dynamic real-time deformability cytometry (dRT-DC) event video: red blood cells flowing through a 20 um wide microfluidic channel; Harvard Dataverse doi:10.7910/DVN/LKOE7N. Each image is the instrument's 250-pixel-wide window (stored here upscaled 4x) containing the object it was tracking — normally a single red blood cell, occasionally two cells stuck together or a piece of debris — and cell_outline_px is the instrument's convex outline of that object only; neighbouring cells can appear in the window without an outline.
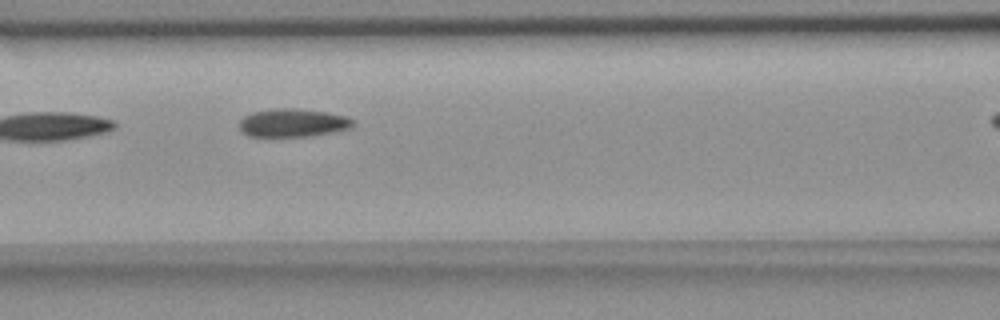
{"species": "common noctule bat (a hibernating species)", "species_latin": "Nyctalus noctula", "temperature_condition": "room temperature", "stored_images_in_passage": 7, "camera_frame_rate_fps": 3000, "um_per_image_px": 0.085, "animal": {"sex": "female", "body_mass_g": 18.4}, "frame": {"image": 1, "passage_image": 3, "time_ms": 0.667, "image_size_px": [1000, 320], "cell_outline_px": [[356, 124], [352, 128], [336, 132], [312, 136], [248, 136], [240, 132], [240, 120], [244, 116], [252, 112], [276, 108], [296, 108], [324, 112], [348, 116], [356, 120]], "centroid_in_image_um": [24.95, 10.44], "position_along_channel_um": 141.6, "area_um2": 19.02}}
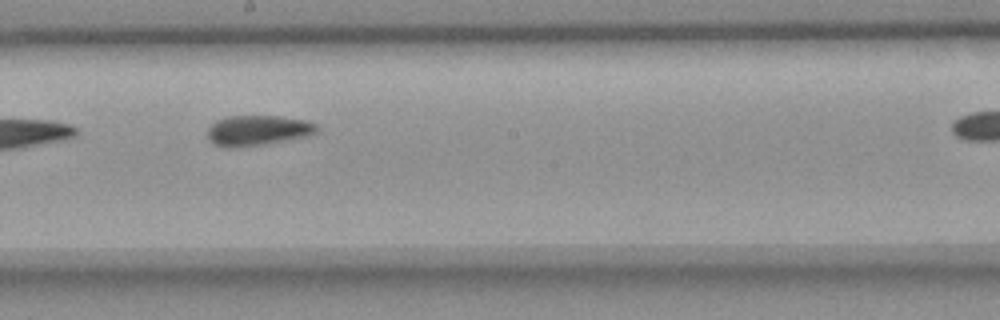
{"frame": {"image": 2, "passage_image": 5, "time_ms": 1.333, "image_size_px": [1000, 320], "cell_outline_px": [[320, 128], [316, 132], [308, 136], [260, 144], [232, 148], [224, 148], [212, 144], [208, 140], [208, 128], [216, 120], [228, 116], [280, 116], [304, 120], [316, 124]], "centroid_in_image_um": [21.87, 11.08], "position_along_channel_um": 226.3, "area_um2": 19.25}}